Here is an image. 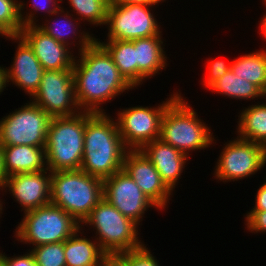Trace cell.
I'll use <instances>...</instances> for the list:
<instances>
[{
  "instance_id": "cell-1",
  "label": "cell",
  "mask_w": 266,
  "mask_h": 266,
  "mask_svg": "<svg viewBox=\"0 0 266 266\" xmlns=\"http://www.w3.org/2000/svg\"><path fill=\"white\" fill-rule=\"evenodd\" d=\"M75 54L78 56H75L72 68L73 80L76 101L81 111L106 113L103 104L134 89L97 40Z\"/></svg>"
},
{
  "instance_id": "cell-2",
  "label": "cell",
  "mask_w": 266,
  "mask_h": 266,
  "mask_svg": "<svg viewBox=\"0 0 266 266\" xmlns=\"http://www.w3.org/2000/svg\"><path fill=\"white\" fill-rule=\"evenodd\" d=\"M128 151L114 116L111 117L110 113H95L86 122L80 170L105 180L122 170Z\"/></svg>"
},
{
  "instance_id": "cell-3",
  "label": "cell",
  "mask_w": 266,
  "mask_h": 266,
  "mask_svg": "<svg viewBox=\"0 0 266 266\" xmlns=\"http://www.w3.org/2000/svg\"><path fill=\"white\" fill-rule=\"evenodd\" d=\"M181 93L165 110L161 121L159 139L175 147L189 158L193 151L209 149L217 145L211 125L201 119ZM186 99V100H185ZM216 139V140H215Z\"/></svg>"
},
{
  "instance_id": "cell-4",
  "label": "cell",
  "mask_w": 266,
  "mask_h": 266,
  "mask_svg": "<svg viewBox=\"0 0 266 266\" xmlns=\"http://www.w3.org/2000/svg\"><path fill=\"white\" fill-rule=\"evenodd\" d=\"M94 114L80 111L71 116L51 117L45 146L48 170H80L86 122Z\"/></svg>"
},
{
  "instance_id": "cell-5",
  "label": "cell",
  "mask_w": 266,
  "mask_h": 266,
  "mask_svg": "<svg viewBox=\"0 0 266 266\" xmlns=\"http://www.w3.org/2000/svg\"><path fill=\"white\" fill-rule=\"evenodd\" d=\"M103 198V180L82 170L51 172V201L80 224Z\"/></svg>"
},
{
  "instance_id": "cell-6",
  "label": "cell",
  "mask_w": 266,
  "mask_h": 266,
  "mask_svg": "<svg viewBox=\"0 0 266 266\" xmlns=\"http://www.w3.org/2000/svg\"><path fill=\"white\" fill-rule=\"evenodd\" d=\"M84 226L88 228L87 230H95L96 236L93 237L106 255H119L145 244L141 240L139 225L121 214L104 198L83 221L81 228H85Z\"/></svg>"
},
{
  "instance_id": "cell-7",
  "label": "cell",
  "mask_w": 266,
  "mask_h": 266,
  "mask_svg": "<svg viewBox=\"0 0 266 266\" xmlns=\"http://www.w3.org/2000/svg\"><path fill=\"white\" fill-rule=\"evenodd\" d=\"M15 228V241L37 247L64 242L81 228V224L61 207L50 203L23 212V218Z\"/></svg>"
},
{
  "instance_id": "cell-8",
  "label": "cell",
  "mask_w": 266,
  "mask_h": 266,
  "mask_svg": "<svg viewBox=\"0 0 266 266\" xmlns=\"http://www.w3.org/2000/svg\"><path fill=\"white\" fill-rule=\"evenodd\" d=\"M180 94V89H174L165 101L155 106L137 105L117 110L118 131L129 150H140L145 144L159 139L164 112Z\"/></svg>"
},
{
  "instance_id": "cell-9",
  "label": "cell",
  "mask_w": 266,
  "mask_h": 266,
  "mask_svg": "<svg viewBox=\"0 0 266 266\" xmlns=\"http://www.w3.org/2000/svg\"><path fill=\"white\" fill-rule=\"evenodd\" d=\"M0 119V145H30L45 147L51 116L42 108L27 100Z\"/></svg>"
},
{
  "instance_id": "cell-10",
  "label": "cell",
  "mask_w": 266,
  "mask_h": 266,
  "mask_svg": "<svg viewBox=\"0 0 266 266\" xmlns=\"http://www.w3.org/2000/svg\"><path fill=\"white\" fill-rule=\"evenodd\" d=\"M156 6V7H155ZM159 5L119 4L110 1L105 27V40H135L163 35L161 22L154 9ZM156 15V16H155Z\"/></svg>"
},
{
  "instance_id": "cell-11",
  "label": "cell",
  "mask_w": 266,
  "mask_h": 266,
  "mask_svg": "<svg viewBox=\"0 0 266 266\" xmlns=\"http://www.w3.org/2000/svg\"><path fill=\"white\" fill-rule=\"evenodd\" d=\"M221 148L212 175L218 182L248 179L266 169V148L260 144L236 136Z\"/></svg>"
},
{
  "instance_id": "cell-12",
  "label": "cell",
  "mask_w": 266,
  "mask_h": 266,
  "mask_svg": "<svg viewBox=\"0 0 266 266\" xmlns=\"http://www.w3.org/2000/svg\"><path fill=\"white\" fill-rule=\"evenodd\" d=\"M51 117L71 116L79 113L73 69L45 70L38 90L29 99Z\"/></svg>"
},
{
  "instance_id": "cell-13",
  "label": "cell",
  "mask_w": 266,
  "mask_h": 266,
  "mask_svg": "<svg viewBox=\"0 0 266 266\" xmlns=\"http://www.w3.org/2000/svg\"><path fill=\"white\" fill-rule=\"evenodd\" d=\"M103 198L140 227L149 208L159 211L123 169L103 180Z\"/></svg>"
},
{
  "instance_id": "cell-14",
  "label": "cell",
  "mask_w": 266,
  "mask_h": 266,
  "mask_svg": "<svg viewBox=\"0 0 266 266\" xmlns=\"http://www.w3.org/2000/svg\"><path fill=\"white\" fill-rule=\"evenodd\" d=\"M2 195H11L14 202L20 205L21 212H26L50 204L51 171L14 174L5 179Z\"/></svg>"
},
{
  "instance_id": "cell-15",
  "label": "cell",
  "mask_w": 266,
  "mask_h": 266,
  "mask_svg": "<svg viewBox=\"0 0 266 266\" xmlns=\"http://www.w3.org/2000/svg\"><path fill=\"white\" fill-rule=\"evenodd\" d=\"M122 169L135 181L141 191L161 211L168 209L173 192L161 180L160 174L141 150H129Z\"/></svg>"
},
{
  "instance_id": "cell-16",
  "label": "cell",
  "mask_w": 266,
  "mask_h": 266,
  "mask_svg": "<svg viewBox=\"0 0 266 266\" xmlns=\"http://www.w3.org/2000/svg\"><path fill=\"white\" fill-rule=\"evenodd\" d=\"M4 38L17 44L12 64L10 67H5L7 86L12 84L18 87L30 99L38 90L45 69L32 48L20 35L4 36Z\"/></svg>"
},
{
  "instance_id": "cell-17",
  "label": "cell",
  "mask_w": 266,
  "mask_h": 266,
  "mask_svg": "<svg viewBox=\"0 0 266 266\" xmlns=\"http://www.w3.org/2000/svg\"><path fill=\"white\" fill-rule=\"evenodd\" d=\"M19 35L32 48L35 56L45 70L73 68L76 56L74 53L76 51L50 37L37 25L23 27Z\"/></svg>"
},
{
  "instance_id": "cell-18",
  "label": "cell",
  "mask_w": 266,
  "mask_h": 266,
  "mask_svg": "<svg viewBox=\"0 0 266 266\" xmlns=\"http://www.w3.org/2000/svg\"><path fill=\"white\" fill-rule=\"evenodd\" d=\"M65 8L62 5L49 18L44 17L43 22H38L37 26L60 43L71 46L73 50L77 49L76 53H79L96 40V35L85 29L86 27L83 29L81 26L84 25H80L82 22Z\"/></svg>"
},
{
  "instance_id": "cell-19",
  "label": "cell",
  "mask_w": 266,
  "mask_h": 266,
  "mask_svg": "<svg viewBox=\"0 0 266 266\" xmlns=\"http://www.w3.org/2000/svg\"><path fill=\"white\" fill-rule=\"evenodd\" d=\"M140 150L152 162L161 180L174 193L176 186L180 184L182 173H185V167L189 164V157L160 139L145 144Z\"/></svg>"
},
{
  "instance_id": "cell-20",
  "label": "cell",
  "mask_w": 266,
  "mask_h": 266,
  "mask_svg": "<svg viewBox=\"0 0 266 266\" xmlns=\"http://www.w3.org/2000/svg\"><path fill=\"white\" fill-rule=\"evenodd\" d=\"M162 35L135 39V56L137 63V88L150 78L166 71L169 57L165 53V42ZM144 82V83H143Z\"/></svg>"
},
{
  "instance_id": "cell-21",
  "label": "cell",
  "mask_w": 266,
  "mask_h": 266,
  "mask_svg": "<svg viewBox=\"0 0 266 266\" xmlns=\"http://www.w3.org/2000/svg\"><path fill=\"white\" fill-rule=\"evenodd\" d=\"M7 177L47 169L45 147L30 145L1 146Z\"/></svg>"
},
{
  "instance_id": "cell-22",
  "label": "cell",
  "mask_w": 266,
  "mask_h": 266,
  "mask_svg": "<svg viewBox=\"0 0 266 266\" xmlns=\"http://www.w3.org/2000/svg\"><path fill=\"white\" fill-rule=\"evenodd\" d=\"M84 230L79 228L64 241L66 266H102L106 254L96 239L87 237Z\"/></svg>"
},
{
  "instance_id": "cell-23",
  "label": "cell",
  "mask_w": 266,
  "mask_h": 266,
  "mask_svg": "<svg viewBox=\"0 0 266 266\" xmlns=\"http://www.w3.org/2000/svg\"><path fill=\"white\" fill-rule=\"evenodd\" d=\"M237 114H239L235 131L237 137L266 148V100L265 103L258 101L249 104Z\"/></svg>"
},
{
  "instance_id": "cell-24",
  "label": "cell",
  "mask_w": 266,
  "mask_h": 266,
  "mask_svg": "<svg viewBox=\"0 0 266 266\" xmlns=\"http://www.w3.org/2000/svg\"><path fill=\"white\" fill-rule=\"evenodd\" d=\"M241 54L231 61L230 69L238 77L256 85L266 94V49Z\"/></svg>"
},
{
  "instance_id": "cell-25",
  "label": "cell",
  "mask_w": 266,
  "mask_h": 266,
  "mask_svg": "<svg viewBox=\"0 0 266 266\" xmlns=\"http://www.w3.org/2000/svg\"><path fill=\"white\" fill-rule=\"evenodd\" d=\"M96 40L108 51L124 79L137 89L135 40Z\"/></svg>"
},
{
  "instance_id": "cell-26",
  "label": "cell",
  "mask_w": 266,
  "mask_h": 266,
  "mask_svg": "<svg viewBox=\"0 0 266 266\" xmlns=\"http://www.w3.org/2000/svg\"><path fill=\"white\" fill-rule=\"evenodd\" d=\"M212 93L239 101H251L265 99V94L254 84L236 76L229 69L221 78L216 80L208 89ZM254 100V101H253Z\"/></svg>"
},
{
  "instance_id": "cell-27",
  "label": "cell",
  "mask_w": 266,
  "mask_h": 266,
  "mask_svg": "<svg viewBox=\"0 0 266 266\" xmlns=\"http://www.w3.org/2000/svg\"><path fill=\"white\" fill-rule=\"evenodd\" d=\"M69 11L72 12L82 24L90 27H104L107 21V11L111 0H66ZM89 22V23H88ZM87 23V24H86Z\"/></svg>"
},
{
  "instance_id": "cell-28",
  "label": "cell",
  "mask_w": 266,
  "mask_h": 266,
  "mask_svg": "<svg viewBox=\"0 0 266 266\" xmlns=\"http://www.w3.org/2000/svg\"><path fill=\"white\" fill-rule=\"evenodd\" d=\"M64 1L65 0H31L30 2L29 0V4L31 3L30 10L29 6L27 5L28 2L25 3V0H19V14L23 23V27L37 25L38 21L40 20V18L38 19L39 16L42 17L46 14L47 16L45 15L44 17H49L62 6V2L65 3ZM40 12H44V14H40ZM38 14L40 15L38 16Z\"/></svg>"
},
{
  "instance_id": "cell-29",
  "label": "cell",
  "mask_w": 266,
  "mask_h": 266,
  "mask_svg": "<svg viewBox=\"0 0 266 266\" xmlns=\"http://www.w3.org/2000/svg\"><path fill=\"white\" fill-rule=\"evenodd\" d=\"M22 28L19 0H0V32L4 36L19 35Z\"/></svg>"
},
{
  "instance_id": "cell-30",
  "label": "cell",
  "mask_w": 266,
  "mask_h": 266,
  "mask_svg": "<svg viewBox=\"0 0 266 266\" xmlns=\"http://www.w3.org/2000/svg\"><path fill=\"white\" fill-rule=\"evenodd\" d=\"M29 250L34 255L37 266H66L64 242L30 246Z\"/></svg>"
},
{
  "instance_id": "cell-31",
  "label": "cell",
  "mask_w": 266,
  "mask_h": 266,
  "mask_svg": "<svg viewBox=\"0 0 266 266\" xmlns=\"http://www.w3.org/2000/svg\"><path fill=\"white\" fill-rule=\"evenodd\" d=\"M144 244L142 247L130 250L119 254V256L129 265V266H160L159 260L154 256V253L148 249L147 245Z\"/></svg>"
},
{
  "instance_id": "cell-32",
  "label": "cell",
  "mask_w": 266,
  "mask_h": 266,
  "mask_svg": "<svg viewBox=\"0 0 266 266\" xmlns=\"http://www.w3.org/2000/svg\"><path fill=\"white\" fill-rule=\"evenodd\" d=\"M226 59L221 60L216 59L212 57L209 59L207 58V63L205 61L204 64H207L206 67V73L204 76L201 78L202 81L200 82L202 84V87H205V90H207L216 80L221 78L229 69L231 62L230 61H225Z\"/></svg>"
},
{
  "instance_id": "cell-33",
  "label": "cell",
  "mask_w": 266,
  "mask_h": 266,
  "mask_svg": "<svg viewBox=\"0 0 266 266\" xmlns=\"http://www.w3.org/2000/svg\"><path fill=\"white\" fill-rule=\"evenodd\" d=\"M244 214L245 229L250 233H266V211H247Z\"/></svg>"
},
{
  "instance_id": "cell-34",
  "label": "cell",
  "mask_w": 266,
  "mask_h": 266,
  "mask_svg": "<svg viewBox=\"0 0 266 266\" xmlns=\"http://www.w3.org/2000/svg\"><path fill=\"white\" fill-rule=\"evenodd\" d=\"M0 257L3 259L5 266H37L34 255L30 250L21 255L14 254L12 257L7 256L3 250H0Z\"/></svg>"
},
{
  "instance_id": "cell-35",
  "label": "cell",
  "mask_w": 266,
  "mask_h": 266,
  "mask_svg": "<svg viewBox=\"0 0 266 266\" xmlns=\"http://www.w3.org/2000/svg\"><path fill=\"white\" fill-rule=\"evenodd\" d=\"M266 176V175H265ZM264 176L265 181L261 183L257 189L255 196V205L252 206V209L249 211H266V177Z\"/></svg>"
},
{
  "instance_id": "cell-36",
  "label": "cell",
  "mask_w": 266,
  "mask_h": 266,
  "mask_svg": "<svg viewBox=\"0 0 266 266\" xmlns=\"http://www.w3.org/2000/svg\"><path fill=\"white\" fill-rule=\"evenodd\" d=\"M102 266H129L119 255H106Z\"/></svg>"
},
{
  "instance_id": "cell-37",
  "label": "cell",
  "mask_w": 266,
  "mask_h": 266,
  "mask_svg": "<svg viewBox=\"0 0 266 266\" xmlns=\"http://www.w3.org/2000/svg\"><path fill=\"white\" fill-rule=\"evenodd\" d=\"M260 21H258L259 26H258V31L259 36L261 35V38L266 42V13L263 14L262 17H260Z\"/></svg>"
},
{
  "instance_id": "cell-38",
  "label": "cell",
  "mask_w": 266,
  "mask_h": 266,
  "mask_svg": "<svg viewBox=\"0 0 266 266\" xmlns=\"http://www.w3.org/2000/svg\"><path fill=\"white\" fill-rule=\"evenodd\" d=\"M113 3L119 4H147L156 5L152 0H111Z\"/></svg>"
},
{
  "instance_id": "cell-39",
  "label": "cell",
  "mask_w": 266,
  "mask_h": 266,
  "mask_svg": "<svg viewBox=\"0 0 266 266\" xmlns=\"http://www.w3.org/2000/svg\"><path fill=\"white\" fill-rule=\"evenodd\" d=\"M7 80H6V69L5 66L0 65V95L3 94V91L6 89Z\"/></svg>"
},
{
  "instance_id": "cell-40",
  "label": "cell",
  "mask_w": 266,
  "mask_h": 266,
  "mask_svg": "<svg viewBox=\"0 0 266 266\" xmlns=\"http://www.w3.org/2000/svg\"><path fill=\"white\" fill-rule=\"evenodd\" d=\"M7 178L4 169L3 151L0 145V186H3L5 179Z\"/></svg>"
},
{
  "instance_id": "cell-41",
  "label": "cell",
  "mask_w": 266,
  "mask_h": 266,
  "mask_svg": "<svg viewBox=\"0 0 266 266\" xmlns=\"http://www.w3.org/2000/svg\"><path fill=\"white\" fill-rule=\"evenodd\" d=\"M0 192L3 193V189H2V186H0ZM6 204L3 199L0 198V218H2L1 216L3 215V212H4V207L6 208V206L4 205Z\"/></svg>"
},
{
  "instance_id": "cell-42",
  "label": "cell",
  "mask_w": 266,
  "mask_h": 266,
  "mask_svg": "<svg viewBox=\"0 0 266 266\" xmlns=\"http://www.w3.org/2000/svg\"><path fill=\"white\" fill-rule=\"evenodd\" d=\"M156 5H159V4H161V3H163V2H166V1H168V0H152Z\"/></svg>"
},
{
  "instance_id": "cell-43",
  "label": "cell",
  "mask_w": 266,
  "mask_h": 266,
  "mask_svg": "<svg viewBox=\"0 0 266 266\" xmlns=\"http://www.w3.org/2000/svg\"><path fill=\"white\" fill-rule=\"evenodd\" d=\"M0 266H5V263L1 257H0Z\"/></svg>"
},
{
  "instance_id": "cell-44",
  "label": "cell",
  "mask_w": 266,
  "mask_h": 266,
  "mask_svg": "<svg viewBox=\"0 0 266 266\" xmlns=\"http://www.w3.org/2000/svg\"><path fill=\"white\" fill-rule=\"evenodd\" d=\"M261 2L263 3L262 6L265 5L264 7L266 8V0H262ZM264 10H266V9H264ZM264 12L266 13V11H264Z\"/></svg>"
}]
</instances>
